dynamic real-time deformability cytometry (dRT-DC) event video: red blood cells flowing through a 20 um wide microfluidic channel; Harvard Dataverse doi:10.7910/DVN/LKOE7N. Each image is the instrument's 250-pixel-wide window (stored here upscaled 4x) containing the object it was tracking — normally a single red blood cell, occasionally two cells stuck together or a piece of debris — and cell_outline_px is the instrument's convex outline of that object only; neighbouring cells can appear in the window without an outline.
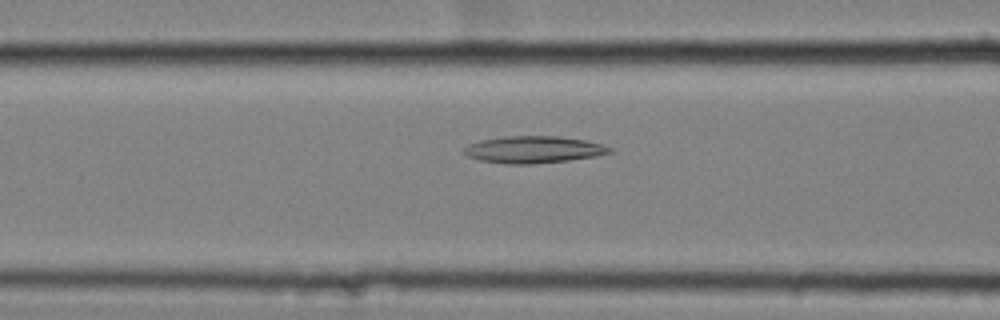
{"species": "common noctule bat (a hibernating species)", "species_latin": "Nyctalus noctula", "temperature_condition": "cold", "stored_images_in_passage": 16, "camera_frame_rate_fps": 3000, "um_per_image_px": 0.085, "animal": {"sex": "female", "body_mass_g": 25.1}, "frame": {"image": 1, "passage_image": 14, "time_ms": 4.333, "image_size_px": [1000, 320], "cell_outline_px": [[616, 152], [596, 156], [568, 160], [532, 164], [504, 164], [480, 160], [468, 156], [460, 148], [468, 144], [480, 140], [504, 136], [560, 136], [584, 140], [600, 144], [612, 148]], "centroid_in_image_um": [45.33, 12.71], "position_along_channel_um": 121.3, "area_um2": 23.06}}